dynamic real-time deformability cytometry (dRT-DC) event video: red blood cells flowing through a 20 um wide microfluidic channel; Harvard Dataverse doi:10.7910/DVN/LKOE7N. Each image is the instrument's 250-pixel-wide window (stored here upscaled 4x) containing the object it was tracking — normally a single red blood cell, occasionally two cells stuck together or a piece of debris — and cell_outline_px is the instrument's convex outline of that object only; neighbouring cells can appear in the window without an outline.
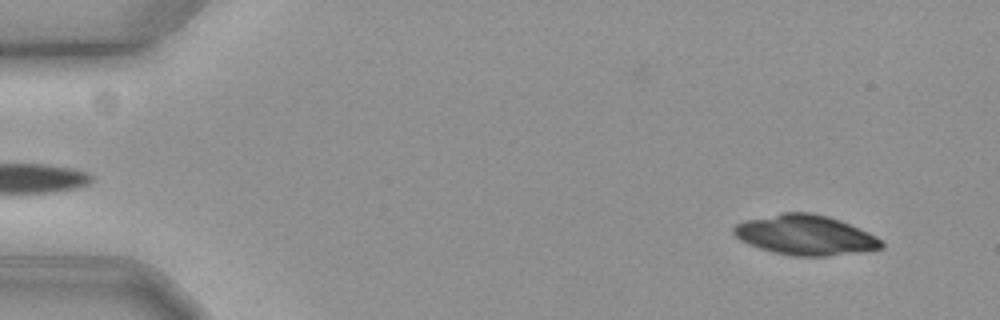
{"species": "common noctule bat (a hibernating species)", "species_latin": "Nyctalus noctula", "temperature_condition": "cold", "stored_images_in_passage": 29, "camera_frame_rate_fps": 3000, "um_per_image_px": 0.085, "animal": {"sex": "female", "body_mass_g": 19.3, "forearm_length_mm": 54.1}, "frame": {"image": 1, "passage_image": 4, "time_ms": 1.0, "image_size_px": [1000, 320], "cell_outline_px": [[884, 248], [864, 252], [828, 256], [792, 256], [772, 252], [748, 244], [740, 240], [732, 232], [732, 228], [736, 224], [744, 220], [784, 212], [812, 212], [828, 216], [840, 220], [868, 232], [884, 240]], "centroid_in_image_um": [68.48, 19.98], "position_along_channel_um": 16.5, "area_um2": 34.8}}